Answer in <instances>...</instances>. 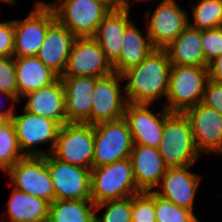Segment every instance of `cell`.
I'll return each mask as SVG.
<instances>
[{
	"mask_svg": "<svg viewBox=\"0 0 222 222\" xmlns=\"http://www.w3.org/2000/svg\"><path fill=\"white\" fill-rule=\"evenodd\" d=\"M171 63L165 49L155 48L137 66L121 74L126 79L124 95L128 103L151 105L168 94Z\"/></svg>",
	"mask_w": 222,
	"mask_h": 222,
	"instance_id": "obj_1",
	"label": "cell"
},
{
	"mask_svg": "<svg viewBox=\"0 0 222 222\" xmlns=\"http://www.w3.org/2000/svg\"><path fill=\"white\" fill-rule=\"evenodd\" d=\"M158 151L168 167L192 166L199 158L190 122L184 112H171L164 120Z\"/></svg>",
	"mask_w": 222,
	"mask_h": 222,
	"instance_id": "obj_2",
	"label": "cell"
},
{
	"mask_svg": "<svg viewBox=\"0 0 222 222\" xmlns=\"http://www.w3.org/2000/svg\"><path fill=\"white\" fill-rule=\"evenodd\" d=\"M140 192L130 158L91 169V201L94 204Z\"/></svg>",
	"mask_w": 222,
	"mask_h": 222,
	"instance_id": "obj_3",
	"label": "cell"
},
{
	"mask_svg": "<svg viewBox=\"0 0 222 222\" xmlns=\"http://www.w3.org/2000/svg\"><path fill=\"white\" fill-rule=\"evenodd\" d=\"M209 79L208 67L171 65L166 105L170 112H184L200 103Z\"/></svg>",
	"mask_w": 222,
	"mask_h": 222,
	"instance_id": "obj_4",
	"label": "cell"
},
{
	"mask_svg": "<svg viewBox=\"0 0 222 222\" xmlns=\"http://www.w3.org/2000/svg\"><path fill=\"white\" fill-rule=\"evenodd\" d=\"M115 0H66L55 10L56 19L76 38L93 37Z\"/></svg>",
	"mask_w": 222,
	"mask_h": 222,
	"instance_id": "obj_5",
	"label": "cell"
},
{
	"mask_svg": "<svg viewBox=\"0 0 222 222\" xmlns=\"http://www.w3.org/2000/svg\"><path fill=\"white\" fill-rule=\"evenodd\" d=\"M51 154L63 162L92 169L94 126L89 123L63 124Z\"/></svg>",
	"mask_w": 222,
	"mask_h": 222,
	"instance_id": "obj_6",
	"label": "cell"
},
{
	"mask_svg": "<svg viewBox=\"0 0 222 222\" xmlns=\"http://www.w3.org/2000/svg\"><path fill=\"white\" fill-rule=\"evenodd\" d=\"M92 168L130 158L133 140L124 118L94 124Z\"/></svg>",
	"mask_w": 222,
	"mask_h": 222,
	"instance_id": "obj_7",
	"label": "cell"
},
{
	"mask_svg": "<svg viewBox=\"0 0 222 222\" xmlns=\"http://www.w3.org/2000/svg\"><path fill=\"white\" fill-rule=\"evenodd\" d=\"M54 187V200H91V169L45 155Z\"/></svg>",
	"mask_w": 222,
	"mask_h": 222,
	"instance_id": "obj_8",
	"label": "cell"
},
{
	"mask_svg": "<svg viewBox=\"0 0 222 222\" xmlns=\"http://www.w3.org/2000/svg\"><path fill=\"white\" fill-rule=\"evenodd\" d=\"M5 173H8L11 179L9 185L15 189L50 203L54 201V187L45 156H25Z\"/></svg>",
	"mask_w": 222,
	"mask_h": 222,
	"instance_id": "obj_9",
	"label": "cell"
},
{
	"mask_svg": "<svg viewBox=\"0 0 222 222\" xmlns=\"http://www.w3.org/2000/svg\"><path fill=\"white\" fill-rule=\"evenodd\" d=\"M23 111L24 113L21 115H16L15 113L12 118L22 153L25 156H45L48 153L51 154L61 126L51 119L29 113L24 109ZM48 142H51L48 152L37 149V145Z\"/></svg>",
	"mask_w": 222,
	"mask_h": 222,
	"instance_id": "obj_10",
	"label": "cell"
},
{
	"mask_svg": "<svg viewBox=\"0 0 222 222\" xmlns=\"http://www.w3.org/2000/svg\"><path fill=\"white\" fill-rule=\"evenodd\" d=\"M145 16L151 44L158 49L169 46L188 26L190 20V15L175 0H162L152 14L147 12Z\"/></svg>",
	"mask_w": 222,
	"mask_h": 222,
	"instance_id": "obj_11",
	"label": "cell"
},
{
	"mask_svg": "<svg viewBox=\"0 0 222 222\" xmlns=\"http://www.w3.org/2000/svg\"><path fill=\"white\" fill-rule=\"evenodd\" d=\"M113 73L111 62L92 37L76 38L62 76L101 78Z\"/></svg>",
	"mask_w": 222,
	"mask_h": 222,
	"instance_id": "obj_12",
	"label": "cell"
},
{
	"mask_svg": "<svg viewBox=\"0 0 222 222\" xmlns=\"http://www.w3.org/2000/svg\"><path fill=\"white\" fill-rule=\"evenodd\" d=\"M56 20L54 11L35 6L23 20L14 19L13 57L36 56L48 27Z\"/></svg>",
	"mask_w": 222,
	"mask_h": 222,
	"instance_id": "obj_13",
	"label": "cell"
},
{
	"mask_svg": "<svg viewBox=\"0 0 222 222\" xmlns=\"http://www.w3.org/2000/svg\"><path fill=\"white\" fill-rule=\"evenodd\" d=\"M121 80L123 81L122 76L114 72L96 79L92 96L91 125L124 117L127 101L125 95H122Z\"/></svg>",
	"mask_w": 222,
	"mask_h": 222,
	"instance_id": "obj_14",
	"label": "cell"
},
{
	"mask_svg": "<svg viewBox=\"0 0 222 222\" xmlns=\"http://www.w3.org/2000/svg\"><path fill=\"white\" fill-rule=\"evenodd\" d=\"M147 104H126L124 119L131 132L133 144L158 148L161 143L164 120L171 113L164 106L155 114Z\"/></svg>",
	"mask_w": 222,
	"mask_h": 222,
	"instance_id": "obj_15",
	"label": "cell"
},
{
	"mask_svg": "<svg viewBox=\"0 0 222 222\" xmlns=\"http://www.w3.org/2000/svg\"><path fill=\"white\" fill-rule=\"evenodd\" d=\"M184 114L190 122L197 150L216 153L222 146V115L201 102L186 109Z\"/></svg>",
	"mask_w": 222,
	"mask_h": 222,
	"instance_id": "obj_16",
	"label": "cell"
},
{
	"mask_svg": "<svg viewBox=\"0 0 222 222\" xmlns=\"http://www.w3.org/2000/svg\"><path fill=\"white\" fill-rule=\"evenodd\" d=\"M190 167H168L158 185L160 190L153 191L175 205L194 212V199L201 177L190 172Z\"/></svg>",
	"mask_w": 222,
	"mask_h": 222,
	"instance_id": "obj_17",
	"label": "cell"
},
{
	"mask_svg": "<svg viewBox=\"0 0 222 222\" xmlns=\"http://www.w3.org/2000/svg\"><path fill=\"white\" fill-rule=\"evenodd\" d=\"M65 90V114L67 123H89L92 112V96L95 77L61 76Z\"/></svg>",
	"mask_w": 222,
	"mask_h": 222,
	"instance_id": "obj_18",
	"label": "cell"
},
{
	"mask_svg": "<svg viewBox=\"0 0 222 222\" xmlns=\"http://www.w3.org/2000/svg\"><path fill=\"white\" fill-rule=\"evenodd\" d=\"M76 37L57 19L48 27L46 37L36 57L59 77L66 69Z\"/></svg>",
	"mask_w": 222,
	"mask_h": 222,
	"instance_id": "obj_19",
	"label": "cell"
},
{
	"mask_svg": "<svg viewBox=\"0 0 222 222\" xmlns=\"http://www.w3.org/2000/svg\"><path fill=\"white\" fill-rule=\"evenodd\" d=\"M130 159L137 188L141 192L155 190L168 169L158 149L133 144Z\"/></svg>",
	"mask_w": 222,
	"mask_h": 222,
	"instance_id": "obj_20",
	"label": "cell"
},
{
	"mask_svg": "<svg viewBox=\"0 0 222 222\" xmlns=\"http://www.w3.org/2000/svg\"><path fill=\"white\" fill-rule=\"evenodd\" d=\"M28 98L24 110L56 121L60 126L67 123L65 114V90L61 78L49 86L23 96Z\"/></svg>",
	"mask_w": 222,
	"mask_h": 222,
	"instance_id": "obj_21",
	"label": "cell"
},
{
	"mask_svg": "<svg viewBox=\"0 0 222 222\" xmlns=\"http://www.w3.org/2000/svg\"><path fill=\"white\" fill-rule=\"evenodd\" d=\"M129 17V10L114 6L103 18L92 37L111 64L120 56L125 30L132 23Z\"/></svg>",
	"mask_w": 222,
	"mask_h": 222,
	"instance_id": "obj_22",
	"label": "cell"
},
{
	"mask_svg": "<svg viewBox=\"0 0 222 222\" xmlns=\"http://www.w3.org/2000/svg\"><path fill=\"white\" fill-rule=\"evenodd\" d=\"M14 66L19 101L26 94L49 86L59 78L55 72L46 67L36 56L14 57Z\"/></svg>",
	"mask_w": 222,
	"mask_h": 222,
	"instance_id": "obj_23",
	"label": "cell"
},
{
	"mask_svg": "<svg viewBox=\"0 0 222 222\" xmlns=\"http://www.w3.org/2000/svg\"><path fill=\"white\" fill-rule=\"evenodd\" d=\"M122 43L120 56L112 63L113 72L120 75L139 65L155 49L148 33L144 37L134 23L126 28Z\"/></svg>",
	"mask_w": 222,
	"mask_h": 222,
	"instance_id": "obj_24",
	"label": "cell"
},
{
	"mask_svg": "<svg viewBox=\"0 0 222 222\" xmlns=\"http://www.w3.org/2000/svg\"><path fill=\"white\" fill-rule=\"evenodd\" d=\"M171 65L205 66L201 30L189 25L165 48Z\"/></svg>",
	"mask_w": 222,
	"mask_h": 222,
	"instance_id": "obj_25",
	"label": "cell"
},
{
	"mask_svg": "<svg viewBox=\"0 0 222 222\" xmlns=\"http://www.w3.org/2000/svg\"><path fill=\"white\" fill-rule=\"evenodd\" d=\"M10 222H48L50 202L13 188L9 202L6 203ZM2 219L1 222H5Z\"/></svg>",
	"mask_w": 222,
	"mask_h": 222,
	"instance_id": "obj_26",
	"label": "cell"
},
{
	"mask_svg": "<svg viewBox=\"0 0 222 222\" xmlns=\"http://www.w3.org/2000/svg\"><path fill=\"white\" fill-rule=\"evenodd\" d=\"M95 204L91 200H54L48 222H95Z\"/></svg>",
	"mask_w": 222,
	"mask_h": 222,
	"instance_id": "obj_27",
	"label": "cell"
},
{
	"mask_svg": "<svg viewBox=\"0 0 222 222\" xmlns=\"http://www.w3.org/2000/svg\"><path fill=\"white\" fill-rule=\"evenodd\" d=\"M21 152L13 121L0 120V169L6 172L24 158Z\"/></svg>",
	"mask_w": 222,
	"mask_h": 222,
	"instance_id": "obj_28",
	"label": "cell"
},
{
	"mask_svg": "<svg viewBox=\"0 0 222 222\" xmlns=\"http://www.w3.org/2000/svg\"><path fill=\"white\" fill-rule=\"evenodd\" d=\"M191 6L193 21H188L190 27L209 30L222 26V0H199Z\"/></svg>",
	"mask_w": 222,
	"mask_h": 222,
	"instance_id": "obj_29",
	"label": "cell"
},
{
	"mask_svg": "<svg viewBox=\"0 0 222 222\" xmlns=\"http://www.w3.org/2000/svg\"><path fill=\"white\" fill-rule=\"evenodd\" d=\"M156 222H200L193 211L179 207L154 192Z\"/></svg>",
	"mask_w": 222,
	"mask_h": 222,
	"instance_id": "obj_30",
	"label": "cell"
},
{
	"mask_svg": "<svg viewBox=\"0 0 222 222\" xmlns=\"http://www.w3.org/2000/svg\"><path fill=\"white\" fill-rule=\"evenodd\" d=\"M105 207L102 218L95 215V222H131L132 196L106 200L95 204V213Z\"/></svg>",
	"mask_w": 222,
	"mask_h": 222,
	"instance_id": "obj_31",
	"label": "cell"
},
{
	"mask_svg": "<svg viewBox=\"0 0 222 222\" xmlns=\"http://www.w3.org/2000/svg\"><path fill=\"white\" fill-rule=\"evenodd\" d=\"M131 222H156L154 191L140 192L132 196Z\"/></svg>",
	"mask_w": 222,
	"mask_h": 222,
	"instance_id": "obj_32",
	"label": "cell"
},
{
	"mask_svg": "<svg viewBox=\"0 0 222 222\" xmlns=\"http://www.w3.org/2000/svg\"><path fill=\"white\" fill-rule=\"evenodd\" d=\"M201 45L205 55V67L215 58L222 55V26L201 30Z\"/></svg>",
	"mask_w": 222,
	"mask_h": 222,
	"instance_id": "obj_33",
	"label": "cell"
},
{
	"mask_svg": "<svg viewBox=\"0 0 222 222\" xmlns=\"http://www.w3.org/2000/svg\"><path fill=\"white\" fill-rule=\"evenodd\" d=\"M0 90L18 99L14 57L0 56Z\"/></svg>",
	"mask_w": 222,
	"mask_h": 222,
	"instance_id": "obj_34",
	"label": "cell"
},
{
	"mask_svg": "<svg viewBox=\"0 0 222 222\" xmlns=\"http://www.w3.org/2000/svg\"><path fill=\"white\" fill-rule=\"evenodd\" d=\"M201 103L222 115V82L208 79Z\"/></svg>",
	"mask_w": 222,
	"mask_h": 222,
	"instance_id": "obj_35",
	"label": "cell"
},
{
	"mask_svg": "<svg viewBox=\"0 0 222 222\" xmlns=\"http://www.w3.org/2000/svg\"><path fill=\"white\" fill-rule=\"evenodd\" d=\"M14 20L0 22V56L13 57Z\"/></svg>",
	"mask_w": 222,
	"mask_h": 222,
	"instance_id": "obj_36",
	"label": "cell"
},
{
	"mask_svg": "<svg viewBox=\"0 0 222 222\" xmlns=\"http://www.w3.org/2000/svg\"><path fill=\"white\" fill-rule=\"evenodd\" d=\"M208 76L210 80L222 82V55L208 64Z\"/></svg>",
	"mask_w": 222,
	"mask_h": 222,
	"instance_id": "obj_37",
	"label": "cell"
},
{
	"mask_svg": "<svg viewBox=\"0 0 222 222\" xmlns=\"http://www.w3.org/2000/svg\"><path fill=\"white\" fill-rule=\"evenodd\" d=\"M0 93L3 94L5 97H7L8 99H10V101H12V106L4 111H1L0 109V120H12L13 116L15 115L14 113V102H18L20 103V101L14 96L11 95L9 93L3 92L0 90Z\"/></svg>",
	"mask_w": 222,
	"mask_h": 222,
	"instance_id": "obj_38",
	"label": "cell"
},
{
	"mask_svg": "<svg viewBox=\"0 0 222 222\" xmlns=\"http://www.w3.org/2000/svg\"><path fill=\"white\" fill-rule=\"evenodd\" d=\"M57 1H58L57 3H54V2L53 3H49V2L46 3L44 1L38 0L37 2H35V6L54 11L61 3H63L66 0H57Z\"/></svg>",
	"mask_w": 222,
	"mask_h": 222,
	"instance_id": "obj_39",
	"label": "cell"
},
{
	"mask_svg": "<svg viewBox=\"0 0 222 222\" xmlns=\"http://www.w3.org/2000/svg\"><path fill=\"white\" fill-rule=\"evenodd\" d=\"M143 2V1H147V0H133L132 2ZM115 6L117 8H120V9H124V10H129L130 8V3H129V0H115Z\"/></svg>",
	"mask_w": 222,
	"mask_h": 222,
	"instance_id": "obj_40",
	"label": "cell"
},
{
	"mask_svg": "<svg viewBox=\"0 0 222 222\" xmlns=\"http://www.w3.org/2000/svg\"><path fill=\"white\" fill-rule=\"evenodd\" d=\"M0 2H5V3H9V4H14L15 0H0Z\"/></svg>",
	"mask_w": 222,
	"mask_h": 222,
	"instance_id": "obj_41",
	"label": "cell"
},
{
	"mask_svg": "<svg viewBox=\"0 0 222 222\" xmlns=\"http://www.w3.org/2000/svg\"><path fill=\"white\" fill-rule=\"evenodd\" d=\"M220 153L222 154V146L215 154H220Z\"/></svg>",
	"mask_w": 222,
	"mask_h": 222,
	"instance_id": "obj_42",
	"label": "cell"
}]
</instances>
